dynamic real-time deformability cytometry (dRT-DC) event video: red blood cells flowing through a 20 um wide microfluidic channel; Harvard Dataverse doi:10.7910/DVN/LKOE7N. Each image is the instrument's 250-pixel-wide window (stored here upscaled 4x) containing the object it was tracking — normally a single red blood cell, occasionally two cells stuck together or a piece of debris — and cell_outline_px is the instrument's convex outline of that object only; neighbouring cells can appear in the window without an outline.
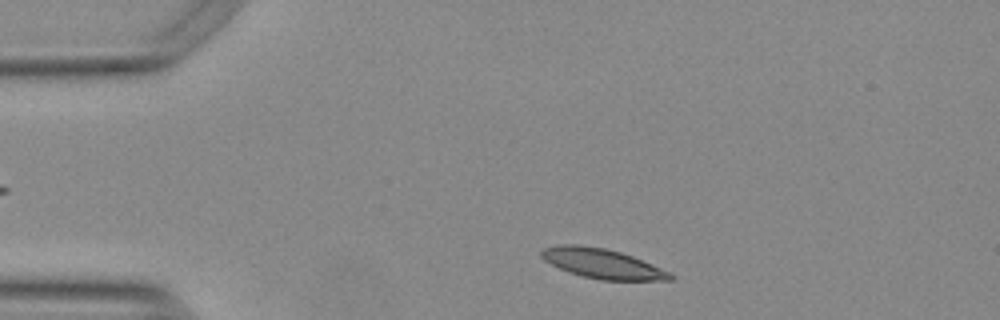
{"species": "Egyptian fruit bat (a non-hibernating species)", "species_latin": "Rousettus aegyptiacus", "temperature_condition": "warm", "stored_images_in_passage": 47, "camera_frame_rate_fps": 3000, "um_per_image_px": 0.085, "animal": {"sex": "female"}, "frame": {"image": 1, "passage_image": 4, "time_ms": 1.0, "image_size_px": [1000, 320], "cell_outline_px": [[676, 280], [600, 280], [568, 272], [544, 260], [540, 256], [540, 252], [544, 248], [556, 244], [576, 244], [604, 248], [620, 252], [632, 256], [672, 272], [676, 276]], "centroid_in_image_um": [51.23, 22.4], "position_along_channel_um": 33.8, "area_um2": 22.43}}
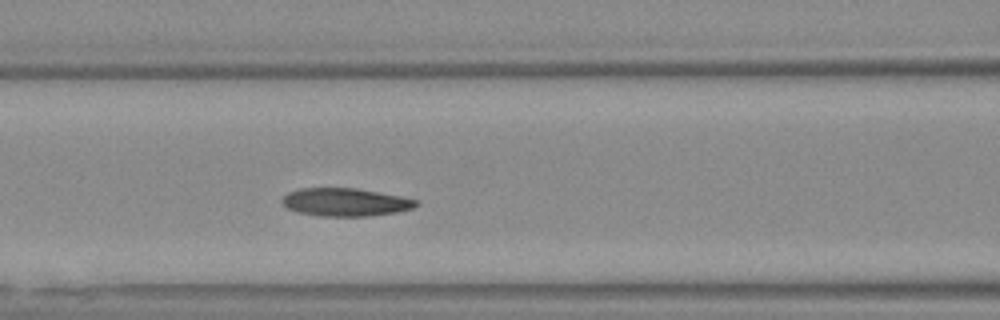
{"frame": {"image": 2, "passage_image": 16, "time_ms": 5.0, "image_size_px": [1000, 320], "cell_outline_px": [[420, 204], [412, 208], [396, 212], [372, 216], [320, 216], [296, 212], [288, 208], [280, 200], [288, 192], [300, 188], [356, 188], [404, 196], [420, 200]], "centroid_in_image_um": [29.4, 17.18], "position_along_channel_um": 137.2, "area_um2": 22.14}}
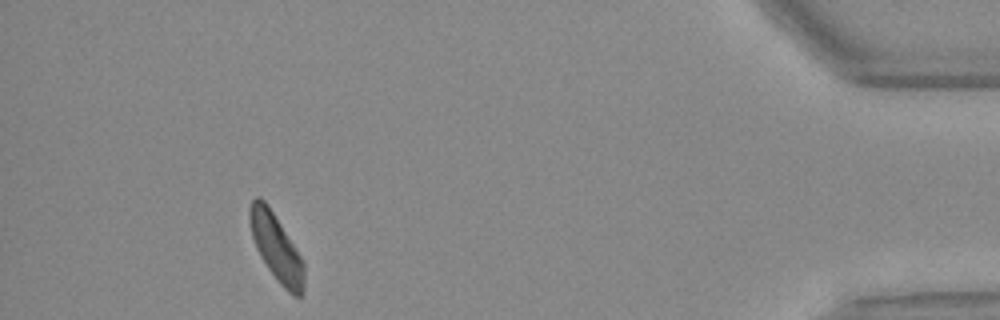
{"frame": {"image": 3, "passage_image": 43, "time_ms": 14.0, "image_size_px": [1000, 320], "cell_outline_px": [[304, 296], [292, 296], [280, 284], [268, 268], [260, 256], [256, 248], [252, 236], [248, 220], [248, 208], [252, 200], [256, 196], [260, 196], [268, 204], [296, 248], [304, 264]], "centroid_in_image_um": [23.47, 21.03], "position_along_channel_um": 411.7, "area_um2": 21.39}, "authors_computed_cell_mechanics": {"area_um2": 22.0796, "velocity_mm_per_s": 3.7457, "shape_relaxation_time_tau1_ms": 6.3386, "shape_relaxation_time_tau2_ms": 4.3194, "deformation_change_tau1": 0.1959, "deformation_change_tau2": 0.1178}}